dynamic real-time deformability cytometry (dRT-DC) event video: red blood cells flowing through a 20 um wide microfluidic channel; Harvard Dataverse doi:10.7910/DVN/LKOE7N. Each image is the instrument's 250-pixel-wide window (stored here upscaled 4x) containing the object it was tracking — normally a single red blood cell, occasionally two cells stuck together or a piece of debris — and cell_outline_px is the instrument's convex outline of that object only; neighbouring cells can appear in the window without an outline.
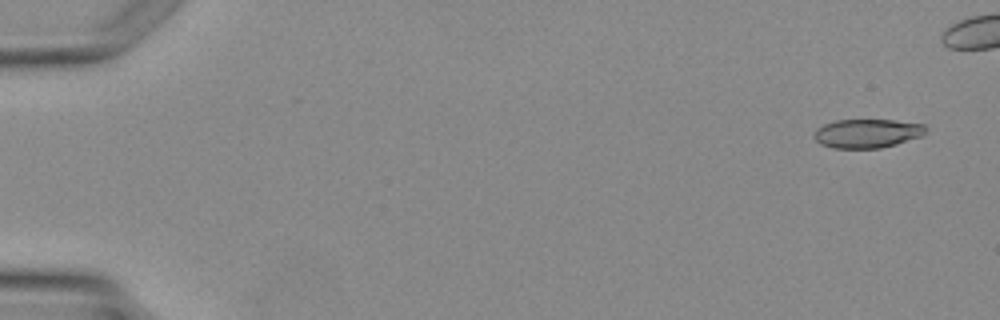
{"species": "Egyptian fruit bat (a non-hibernating species)", "species_latin": "Rousettus aegyptiacus", "temperature_condition": "warm", "stored_images_in_passage": 4, "camera_frame_rate_fps": 3000, "um_per_image_px": 0.085, "animal": {"sex": "female"}, "frame": {"image": 1, "passage_image": 1, "time_ms": 0.0, "image_size_px": [1000, 320], "cell_outline_px": [[928, 128], [920, 136], [896, 144], [880, 148], [832, 148], [820, 144], [812, 136], [816, 128], [824, 124], [836, 120], [892, 120], [924, 124]], "centroid_in_image_um": [73.67, 11.34], "position_along_channel_um": 11.3, "area_um2": 18.79}}
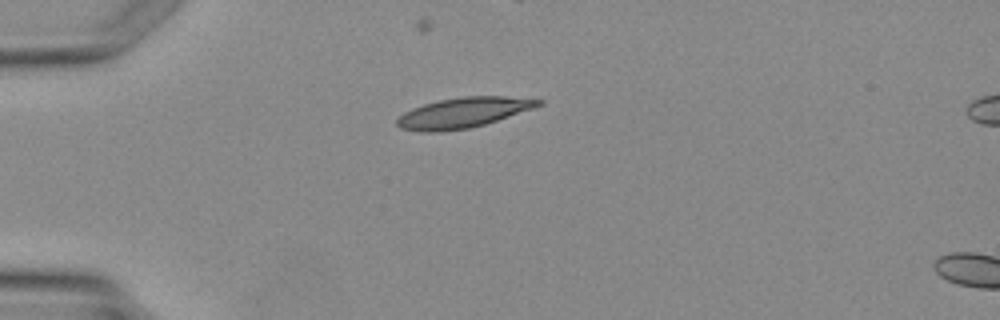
{"frame": {"image": 2, "passage_image": 4, "time_ms": 4.667, "image_size_px": [1000, 320], "cell_outline_px": [[544, 104], [484, 124], [468, 128], [436, 132], [424, 132], [400, 128], [396, 124], [396, 120], [404, 112], [412, 108], [424, 104], [440, 100], [464, 96], [504, 96], [544, 100]], "centroid_in_image_um": [39.34, 9.57], "position_along_channel_um": 45.7, "area_um2": 24.57}}